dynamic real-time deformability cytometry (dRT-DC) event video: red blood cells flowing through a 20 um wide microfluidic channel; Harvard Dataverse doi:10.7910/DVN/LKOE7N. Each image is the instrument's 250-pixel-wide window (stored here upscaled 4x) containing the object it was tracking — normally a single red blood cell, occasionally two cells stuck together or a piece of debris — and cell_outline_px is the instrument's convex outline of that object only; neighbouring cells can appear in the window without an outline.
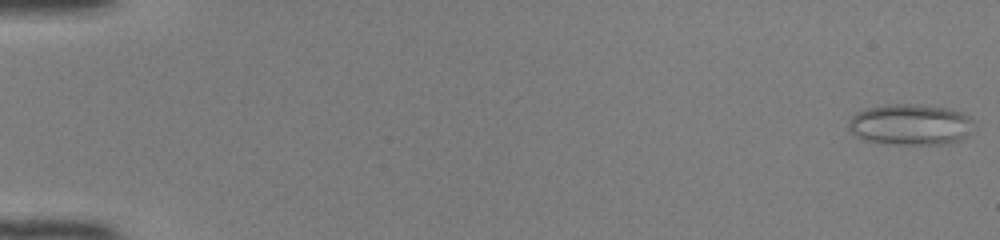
{"species": "common noctule bat (a hibernating species)", "species_latin": "Nyctalus noctula", "temperature_condition": "room temperature", "stored_images_in_passage": 10, "camera_frame_rate_fps": 3000, "um_per_image_px": 0.085, "animal": {"sex": "female", "body_mass_g": 22.0, "forearm_length_mm": 56.7}, "frame": {"image": 1, "passage_image": 1, "time_ms": 0.0, "image_size_px": [1000, 240], "cell_outline_px": [[972, 136], [960, 140], [940, 144], [896, 144], [864, 140], [856, 136], [848, 128], [848, 120], [856, 112], [868, 108], [896, 104], [916, 104], [952, 108], [968, 116], [972, 120]], "centroid_in_image_um": [77.42, 10.59], "position_along_channel_um": 7.6, "area_um2": 30.06}}